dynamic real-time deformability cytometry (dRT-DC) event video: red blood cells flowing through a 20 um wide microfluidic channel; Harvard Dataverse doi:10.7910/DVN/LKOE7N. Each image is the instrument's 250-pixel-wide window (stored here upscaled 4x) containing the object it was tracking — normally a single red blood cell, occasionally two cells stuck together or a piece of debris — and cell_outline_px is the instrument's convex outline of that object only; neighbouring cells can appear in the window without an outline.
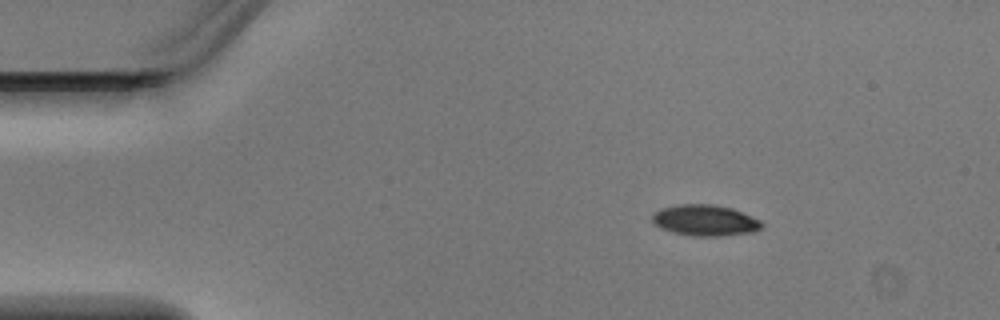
{"species": "Egyptian fruit bat (a non-hibernating species)", "species_latin": "Rousettus aegyptiacus", "temperature_condition": "warm", "stored_images_in_passage": 3, "camera_frame_rate_fps": 3000, "um_per_image_px": 0.085, "animal": {"sex": "male"}, "frame": {"image": 1, "passage_image": 1, "time_ms": 0.0, "image_size_px": [1000, 320], "cell_outline_px": [[764, 224], [760, 228], [752, 232], [716, 236], [696, 236], [672, 232], [660, 228], [652, 220], [652, 212], [660, 208], [676, 204], [712, 204], [732, 208], [760, 220]], "centroid_in_image_um": [59.89, 18.71], "position_along_channel_um": 25.1, "area_um2": 19.77}}
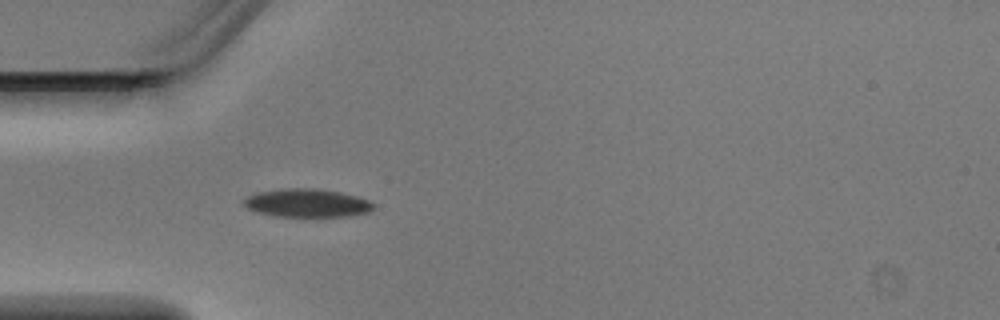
{"frame": {"image": 2, "passage_image": 3, "time_ms": 0.667, "image_size_px": [1000, 320], "cell_outline_px": [[376, 208], [368, 212], [352, 216], [276, 216], [260, 212], [248, 208], [240, 200], [244, 196], [256, 192], [280, 188], [316, 188], [340, 192], [356, 196], [368, 200], [376, 204]], "centroid_in_image_um": [26.09, 17.24], "position_along_channel_um": 58.9, "area_um2": 21.62}}